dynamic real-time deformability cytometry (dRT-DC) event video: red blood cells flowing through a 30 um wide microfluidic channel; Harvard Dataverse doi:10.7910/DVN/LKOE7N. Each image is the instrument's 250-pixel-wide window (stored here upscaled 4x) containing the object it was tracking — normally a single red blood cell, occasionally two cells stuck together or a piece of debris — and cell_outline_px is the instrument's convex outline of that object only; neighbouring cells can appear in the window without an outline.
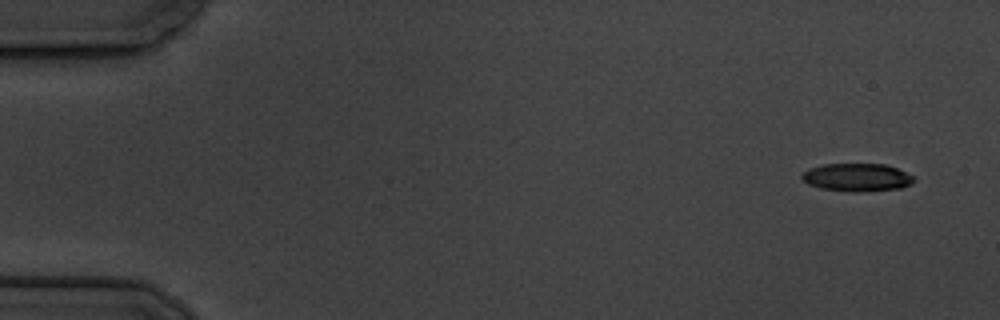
{"species": "common noctule bat (a hibernating species)", "species_latin": "Nyctalus noctula", "temperature_condition": "cold", "stored_images_in_passage": 6, "camera_frame_rate_fps": 3000, "um_per_image_px": 0.085, "animal": {"sex": "male", "body_mass_g": 19.5, "forearm_length_mm": 54.6}, "frame": {"image": 1, "passage_image": 1, "time_ms": 0.0, "image_size_px": [1000, 320], "cell_outline_px": [[916, 180], [900, 188], [852, 192], [848, 192], [820, 188], [808, 184], [800, 176], [808, 168], [824, 164], [884, 164], [896, 168], [916, 176]], "centroid_in_image_um": [72.83, 15.07], "position_along_channel_um": 12.2, "area_um2": 18.21}}